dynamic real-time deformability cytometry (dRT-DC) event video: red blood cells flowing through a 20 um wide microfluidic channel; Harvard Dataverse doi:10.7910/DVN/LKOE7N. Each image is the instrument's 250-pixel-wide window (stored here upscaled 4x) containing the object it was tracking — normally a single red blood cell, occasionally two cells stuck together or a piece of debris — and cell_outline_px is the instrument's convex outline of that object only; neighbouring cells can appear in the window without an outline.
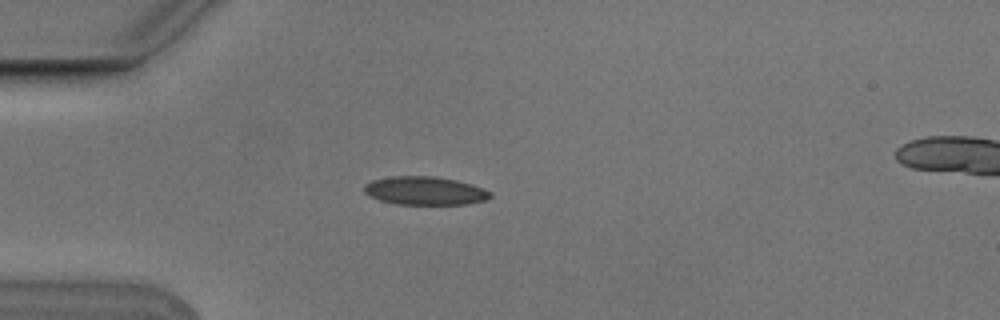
{"species": "Egyptian fruit bat (a non-hibernating species)", "species_latin": "Rousettus aegyptiacus", "temperature_condition": "cold", "stored_images_in_passage": 5, "camera_frame_rate_fps": 3000, "um_per_image_px": 0.085, "animal": {"sex": "male"}, "frame": {"image": 1, "passage_image": 3, "time_ms": 0.667, "image_size_px": [1000, 320], "cell_outline_px": [[492, 196], [484, 200], [468, 204], [396, 204], [380, 200], [364, 192], [364, 184], [372, 180], [392, 176], [436, 176], [456, 180], [472, 184], [492, 192]], "centroid_in_image_um": [36.13, 16.21], "position_along_channel_um": 48.9, "area_um2": 20.81}}